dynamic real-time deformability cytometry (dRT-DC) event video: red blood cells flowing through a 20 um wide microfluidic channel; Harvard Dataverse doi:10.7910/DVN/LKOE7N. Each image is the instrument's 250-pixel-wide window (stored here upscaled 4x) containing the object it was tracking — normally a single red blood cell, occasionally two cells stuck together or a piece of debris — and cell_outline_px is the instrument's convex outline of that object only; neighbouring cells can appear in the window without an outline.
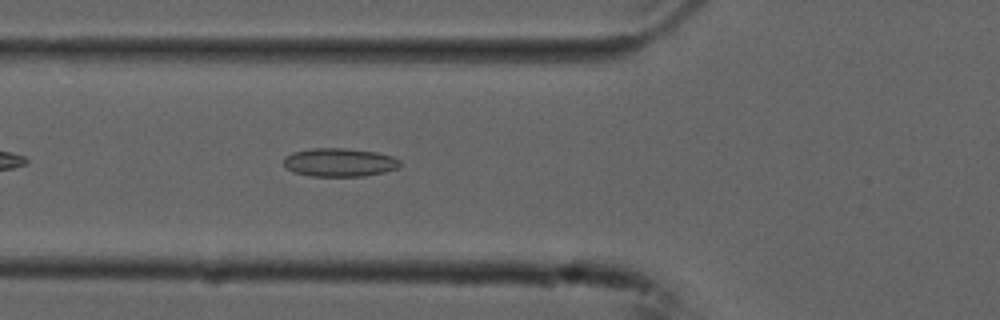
{"species": "common noctule bat (a hibernating species)", "species_latin": "Nyctalus noctula", "temperature_condition": "cold", "stored_images_in_passage": 39, "camera_frame_rate_fps": 3000, "um_per_image_px": 0.085, "animal": {"sex": "male", "forearm_length_mm": 52.5}, "frame": {"image": 1, "passage_image": 4, "time_ms": 1.0, "image_size_px": [1000, 320], "cell_outline_px": [[400, 168], [384, 172], [364, 176], [312, 176], [292, 172], [284, 164], [284, 160], [292, 152], [308, 148], [344, 148], [376, 152], [392, 156], [400, 160]], "centroid_in_image_um": [28.88, 13.8], "position_along_channel_um": 96.9, "area_um2": 19.31}}
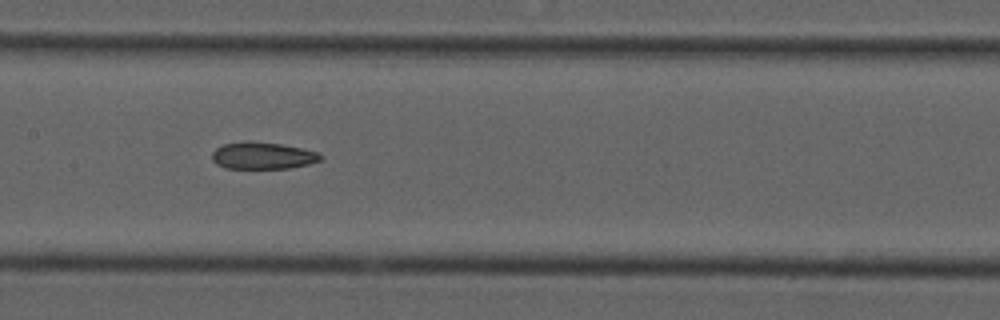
{"frame": {"image": 2, "passage_image": 11, "time_ms": 3.333, "image_size_px": [1000, 320], "cell_outline_px": [[324, 156], [320, 160], [308, 164], [288, 168], [224, 168], [216, 164], [212, 160], [212, 152], [216, 148], [224, 144], [248, 140], [280, 144], [304, 148], [320, 152]], "centroid_in_image_um": [22.34, 13.22], "position_along_channel_um": 185.1, "area_um2": 17.22}}
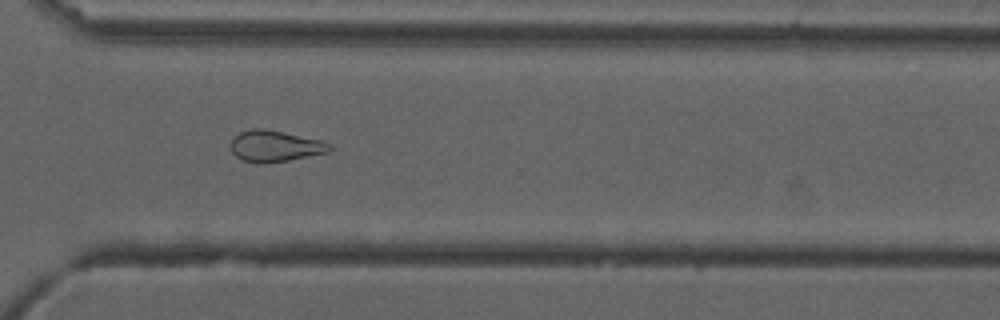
{"frame": {"image": 3, "passage_image": 24, "time_ms": 7.667, "image_size_px": [1000, 320], "cell_outline_px": [[332, 148], [328, 152], [288, 160], [264, 164], [256, 164], [244, 160], [236, 156], [232, 152], [232, 140], [240, 132], [252, 128], [260, 128], [324, 140], [332, 144]], "centroid_in_image_um": [23.41, 12.43], "position_along_channel_um": 347.2, "area_um2": 17.92}, "authors_computed_cell_mechanics": {"area_um2": 18.2648, "velocity_mm_per_s": 3.7537, "shape_relaxation_time_tau1_ms": null, "shape_relaxation_time_tau2_ms": 4.9669, "deformation_change_tau1": null, "deformation_change_tau2": 0.1279}}